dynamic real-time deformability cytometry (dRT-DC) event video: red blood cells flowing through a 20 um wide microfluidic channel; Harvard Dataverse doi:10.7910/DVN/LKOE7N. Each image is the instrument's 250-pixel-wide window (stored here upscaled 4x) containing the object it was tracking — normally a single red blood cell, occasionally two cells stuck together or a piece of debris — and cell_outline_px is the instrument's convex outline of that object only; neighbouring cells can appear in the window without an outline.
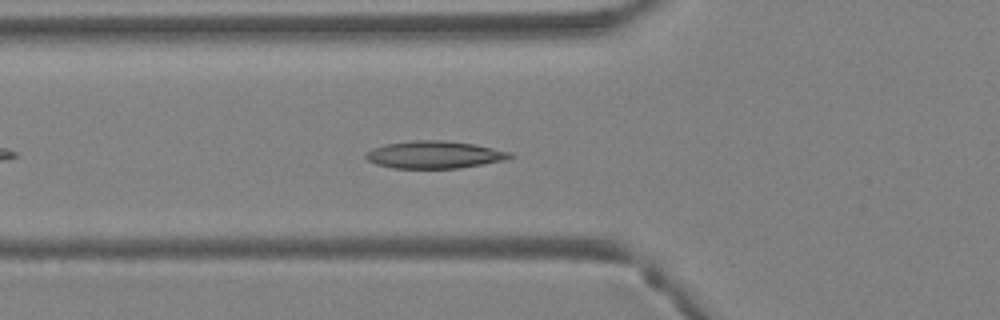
{"species": "Egyptian fruit bat (a non-hibernating species)", "species_latin": "Rousettus aegyptiacus", "temperature_condition": "warm", "stored_images_in_passage": 21, "camera_frame_rate_fps": 3000, "um_per_image_px": 0.085, "animal": {"sex": "female"}, "frame": {"image": 1, "passage_image": 6, "time_ms": 1.667, "image_size_px": [1000, 320], "cell_outline_px": [[512, 156], [504, 160], [460, 168], [392, 168], [376, 164], [368, 160], [364, 156], [372, 148], [384, 144], [412, 140], [444, 140], [472, 144], [512, 152]], "centroid_in_image_um": [36.88, 13.14], "position_along_channel_um": 88.9, "area_um2": 22.89}}
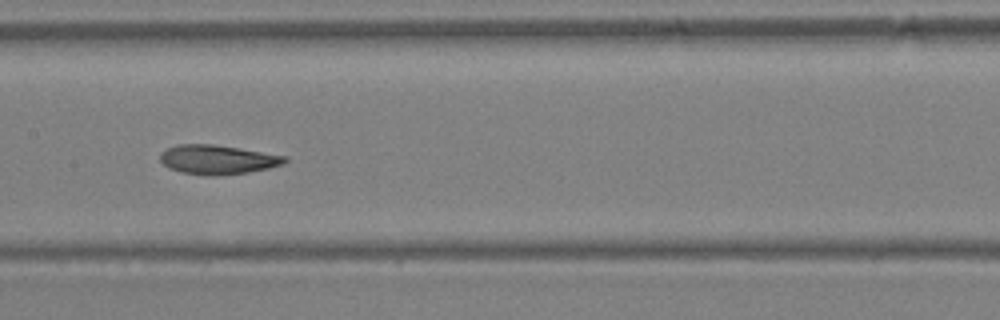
{"frame": {"image": 2, "passage_image": 12, "time_ms": 3.667, "image_size_px": [1000, 320], "cell_outline_px": [[288, 160], [284, 164], [268, 168], [248, 172], [216, 176], [180, 172], [168, 168], [160, 160], [160, 152], [164, 148], [176, 144], [212, 144], [288, 156]], "centroid_in_image_um": [18.46, 13.56], "position_along_channel_um": 188.9, "area_um2": 21.33}}
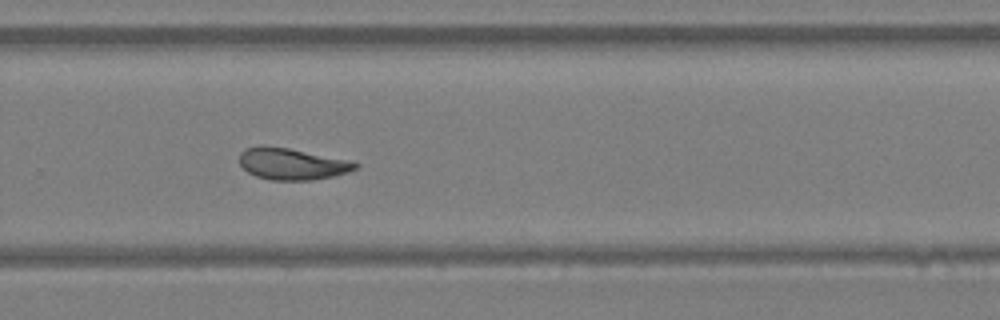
{"frame": {"image": 3, "passage_image": 19, "time_ms": 6.0, "image_size_px": [1000, 320], "cell_outline_px": [[360, 164], [356, 168], [348, 172], [332, 176], [312, 180], [272, 180], [256, 176], [248, 172], [240, 164], [240, 152], [244, 148], [260, 144], [264, 144], [288, 148], [344, 160]], "centroid_in_image_um": [24.73, 13.92], "position_along_channel_um": 305.1, "area_um2": 21.1}}